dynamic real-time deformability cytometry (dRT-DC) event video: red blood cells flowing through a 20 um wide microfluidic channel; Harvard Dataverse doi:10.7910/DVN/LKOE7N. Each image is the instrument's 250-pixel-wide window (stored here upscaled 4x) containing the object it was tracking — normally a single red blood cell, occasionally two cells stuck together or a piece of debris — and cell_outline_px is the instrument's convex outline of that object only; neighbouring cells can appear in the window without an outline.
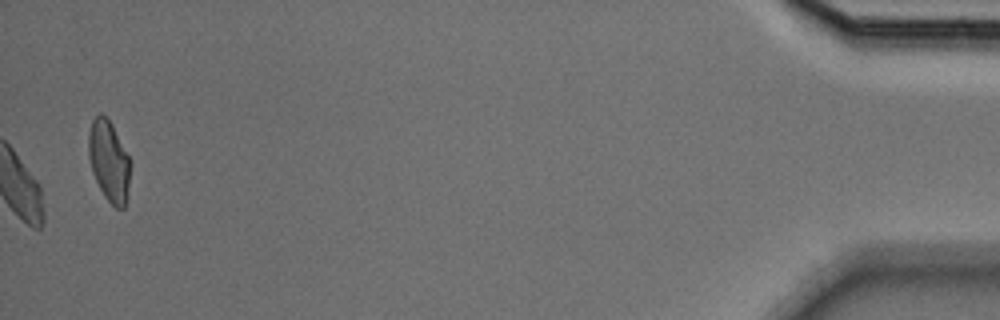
{"species": "Egyptian fruit bat (a non-hibernating species)", "species_latin": "Rousettus aegyptiacus", "temperature_condition": "cold", "stored_images_in_passage": 39, "camera_frame_rate_fps": 3000, "um_per_image_px": 0.085, "animal": {"sex": "male"}, "frame": {"image": 1, "passage_image": 39, "time_ms": 12.667, "image_size_px": [1000, 320], "cell_outline_px": [[132, 164], [124, 208], [116, 208], [104, 196], [92, 172], [88, 156], [88, 132], [92, 120], [100, 112], [112, 124]], "centroid_in_image_um": [9.25, 13.67], "position_along_channel_um": 426.0, "area_um2": 19.59}}